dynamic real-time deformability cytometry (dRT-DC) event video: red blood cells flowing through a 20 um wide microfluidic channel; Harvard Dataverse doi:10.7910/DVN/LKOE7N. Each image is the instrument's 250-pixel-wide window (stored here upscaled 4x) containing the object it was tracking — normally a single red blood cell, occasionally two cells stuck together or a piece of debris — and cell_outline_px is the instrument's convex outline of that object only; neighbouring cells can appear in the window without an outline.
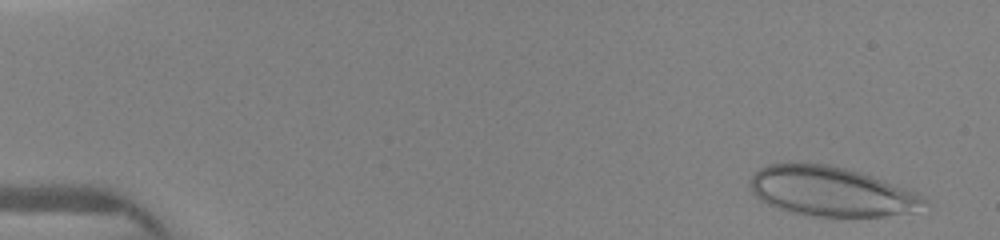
{"species": "human", "species_latin": "Homo sapiens", "temperature_condition": "warm", "stored_images_in_passage": 45, "camera_frame_rate_fps": 3000, "um_per_image_px": 0.085, "donor": {"sex": "female"}, "frame": {"image": 1, "passage_image": 1, "time_ms": 0.0, "image_size_px": [1000, 240], "cell_outline_px": [[928, 200], [912, 212], [884, 216], [804, 216], [788, 212], [776, 208], [760, 200], [752, 192], [748, 184], [748, 180], [760, 168], [768, 164], [828, 164], [860, 172], [912, 188], [924, 196]], "centroid_in_image_um": [70.66, 16.28], "position_along_channel_um": 14.3, "area_um2": 50.63}}
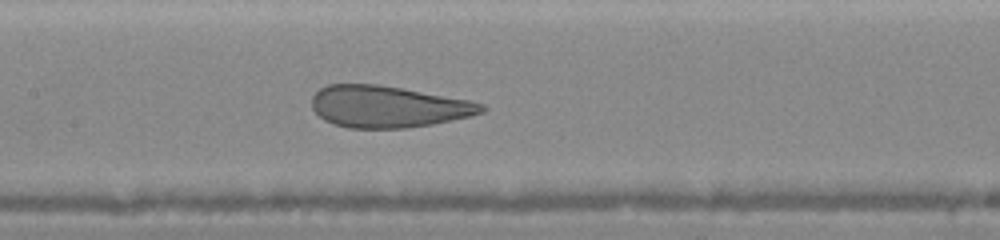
{"frame": {"image": 2, "passage_image": 24, "time_ms": 6.667, "image_size_px": [1000, 240], "cell_outline_px": [[488, 108], [484, 112], [472, 116], [432, 124], [408, 128], [348, 128], [332, 124], [324, 120], [312, 108], [312, 96], [320, 88], [328, 84], [376, 84], [400, 88], [468, 100], [484, 104]], "centroid_in_image_um": [32.97, 9.07], "position_along_channel_um": 174.4, "area_um2": 41.21}}
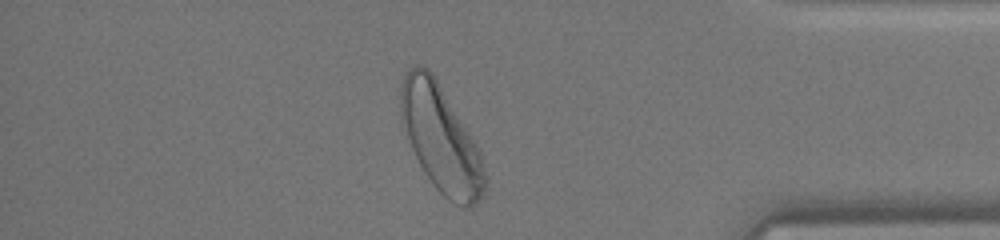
{"frame": {"image": 3, "passage_image": 40, "time_ms": 12.333, "image_size_px": [1000, 240], "cell_outline_px": [[484, 188], [480, 200], [468, 208], [464, 208], [448, 200], [432, 184], [424, 172], [412, 148], [400, 116], [400, 88], [404, 72], [408, 68], [416, 64], [428, 68], [432, 72], [480, 152], [484, 168]], "centroid_in_image_um": [37.43, 11.78], "position_along_channel_um": 397.8, "area_um2": 51.33}}